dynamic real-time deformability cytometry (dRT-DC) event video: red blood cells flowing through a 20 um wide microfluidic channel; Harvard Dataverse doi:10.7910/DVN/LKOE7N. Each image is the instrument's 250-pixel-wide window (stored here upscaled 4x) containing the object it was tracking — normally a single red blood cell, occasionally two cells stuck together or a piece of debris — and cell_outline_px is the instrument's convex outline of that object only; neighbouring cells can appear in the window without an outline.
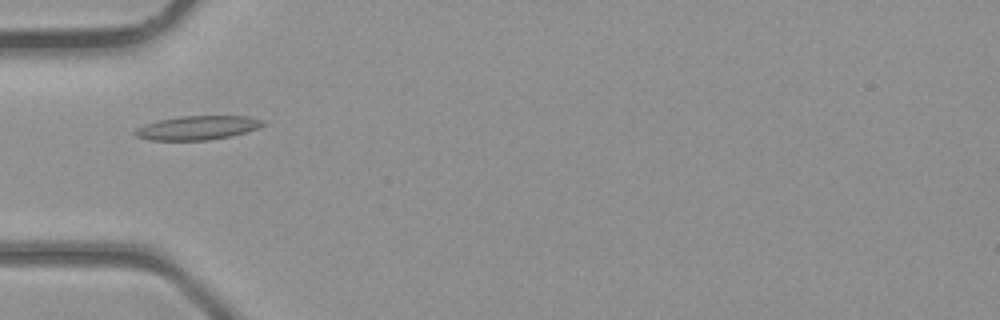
{"species": "common noctule bat (a hibernating species)", "species_latin": "Nyctalus noctula", "temperature_condition": "room temperature", "stored_images_in_passage": 28, "camera_frame_rate_fps": 3000, "um_per_image_px": 0.085, "animal": {"sex": "male", "body_mass_g": 23.1, "forearm_length_mm": 52.7}, "frame": {"image": 1, "passage_image": 1, "time_ms": 0.0, "image_size_px": [1000, 320], "cell_outline_px": [[264, 124], [256, 128], [232, 136], [208, 140], [148, 140], [136, 136], [132, 132], [136, 128], [144, 124], [156, 120], [180, 116], [248, 116], [264, 120]], "centroid_in_image_um": [16.73, 10.86], "position_along_channel_um": 68.3, "area_um2": 17.92}}
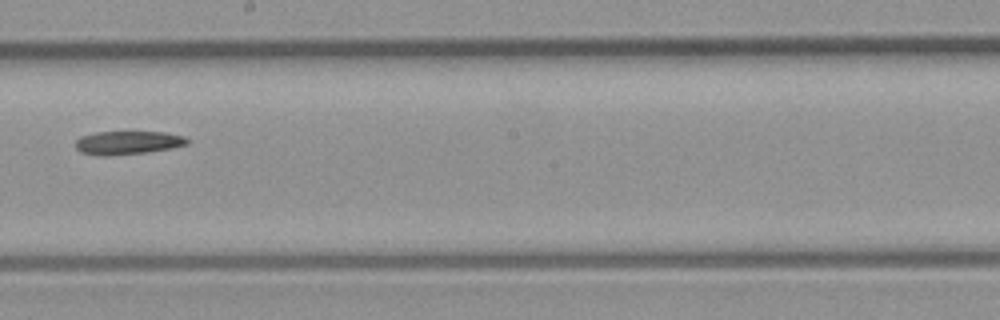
{"frame": {"image": 2, "passage_image": 11, "time_ms": 3.333, "image_size_px": [1000, 320], "cell_outline_px": [[192, 140], [188, 144], [172, 148], [144, 152], [108, 156], [100, 156], [80, 152], [76, 148], [76, 140], [80, 136], [96, 132], [164, 132], [184, 136]], "centroid_in_image_um": [10.87, 12.12], "position_along_channel_um": 237.3, "area_um2": 15.32}}
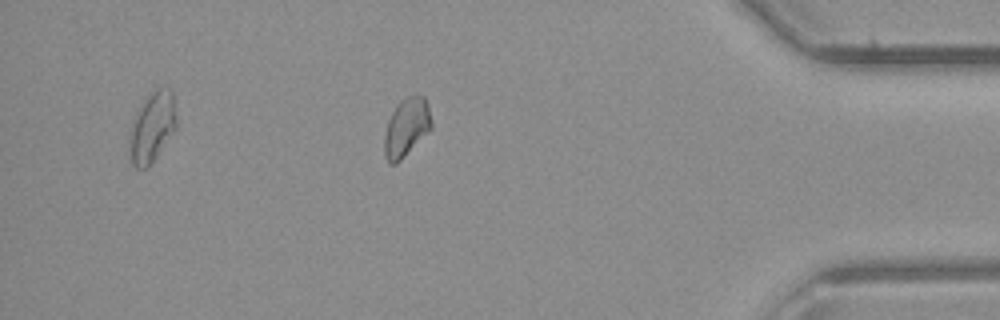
{"frame": {"image": 3, "passage_image": 23, "time_ms": 7.333, "image_size_px": [1000, 320], "cell_outline_px": [[432, 128], [396, 164], [388, 164], [384, 156], [384, 136], [388, 120], [396, 104], [400, 100], [416, 92], [424, 96], [428, 104], [432, 120]], "centroid_in_image_um": [34.54, 10.79], "position_along_channel_um": 400.7, "area_um2": 16.3}}